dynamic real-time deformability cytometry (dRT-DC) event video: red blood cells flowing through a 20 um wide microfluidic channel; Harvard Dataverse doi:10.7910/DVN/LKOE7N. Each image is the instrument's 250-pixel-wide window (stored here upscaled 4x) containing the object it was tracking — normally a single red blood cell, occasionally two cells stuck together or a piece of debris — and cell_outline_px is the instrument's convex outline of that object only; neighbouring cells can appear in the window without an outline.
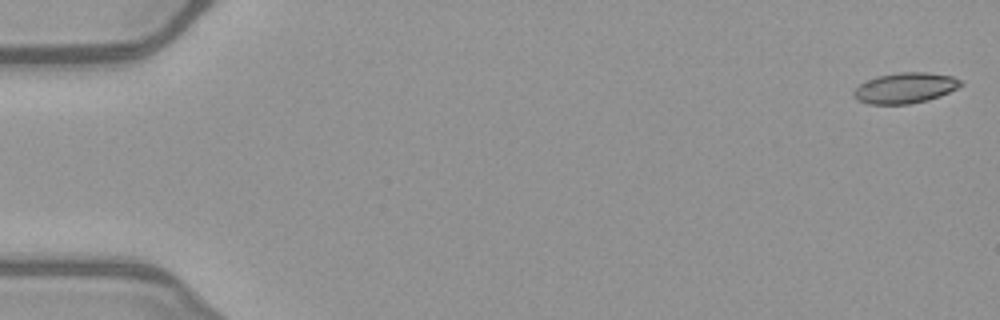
{"species": "common noctule bat (a hibernating species)", "species_latin": "Nyctalus noctula", "temperature_condition": "warm", "stored_images_in_passage": 51, "camera_frame_rate_fps": 3000, "um_per_image_px": 0.085, "animal": {"sex": "female", "body_mass_g": 21.9}, "frame": {"image": 1, "passage_image": 1, "time_ms": 0.0, "image_size_px": [1000, 320], "cell_outline_px": [[964, 84], [940, 96], [928, 100], [908, 104], [868, 104], [856, 100], [852, 96], [852, 92], [860, 84], [876, 76], [900, 72], [924, 72], [952, 76], [960, 80]], "centroid_in_image_um": [76.9, 7.48], "position_along_channel_um": 8.1, "area_um2": 19.07}}
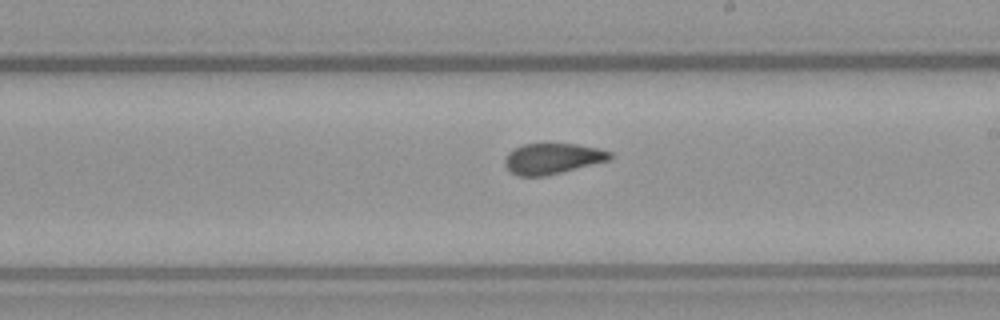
{"frame": {"image": 2, "passage_image": 30, "time_ms": 9.667, "image_size_px": [1000, 320], "cell_outline_px": [[612, 160], [544, 176], [520, 176], [508, 172], [504, 164], [504, 160], [508, 152], [524, 144], [576, 144], [600, 148], [612, 152]], "centroid_in_image_um": [46.98, 13.48], "position_along_channel_um": 242.0, "area_um2": 18.96}}
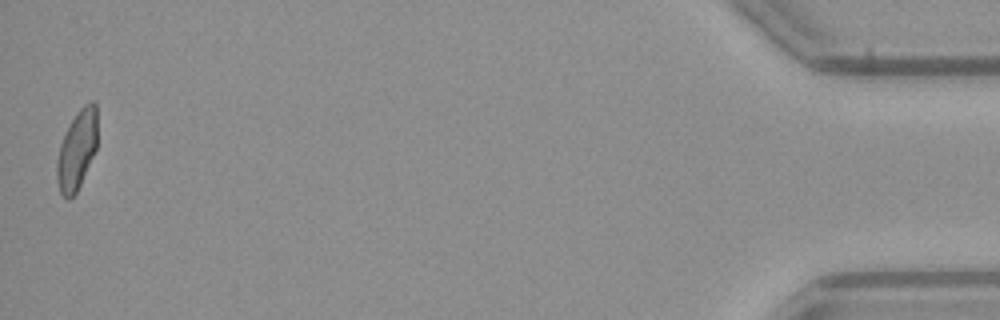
{"frame": {"image": 3, "passage_image": 51, "time_ms": 16.667, "image_size_px": [1000, 320], "cell_outline_px": [[96, 148], [80, 184], [76, 192], [68, 200], [60, 192], [56, 180], [56, 160], [60, 144], [76, 112], [84, 104], [92, 100], [96, 104]], "centroid_in_image_um": [6.51, 12.75], "position_along_channel_um": 428.7, "area_um2": 18.38}, "authors_computed_cell_mechanics": {"area_um2": 19.363, "velocity_mm_per_s": 4.0398, "shape_relaxation_time_tau1_ms": 8.4266, "shape_relaxation_time_tau2_ms": 1.3406, "deformation_change_tau1": 0.2017, "deformation_change_tau2": 0.0678}}